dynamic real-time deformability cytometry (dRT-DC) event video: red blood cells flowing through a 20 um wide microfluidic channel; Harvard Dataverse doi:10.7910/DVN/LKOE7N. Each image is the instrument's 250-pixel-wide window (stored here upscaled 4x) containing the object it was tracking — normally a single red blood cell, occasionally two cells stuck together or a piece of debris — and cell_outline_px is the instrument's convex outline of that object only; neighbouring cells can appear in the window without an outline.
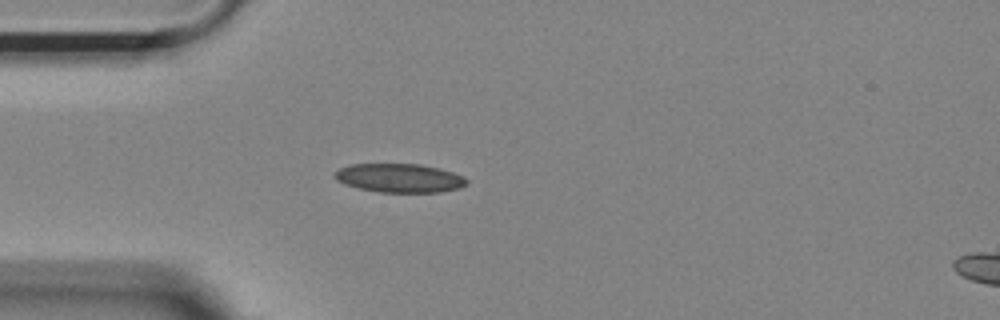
{"species": "Egyptian fruit bat (a non-hibernating species)", "species_latin": "Rousettus aegyptiacus", "temperature_condition": "room temperature", "stored_images_in_passage": 40, "camera_frame_rate_fps": 3000, "um_per_image_px": 0.085, "animal": {"sex": "female"}, "frame": {"image": 1, "passage_image": 1, "time_ms": 0.0, "image_size_px": [1000, 320], "cell_outline_px": [[468, 184], [460, 188], [440, 192], [380, 192], [360, 188], [336, 180], [332, 176], [340, 168], [352, 164], [420, 164], [440, 168], [464, 176], [468, 180]], "centroid_in_image_um": [34.01, 15.13], "position_along_channel_um": 51.0, "area_um2": 22.08}}
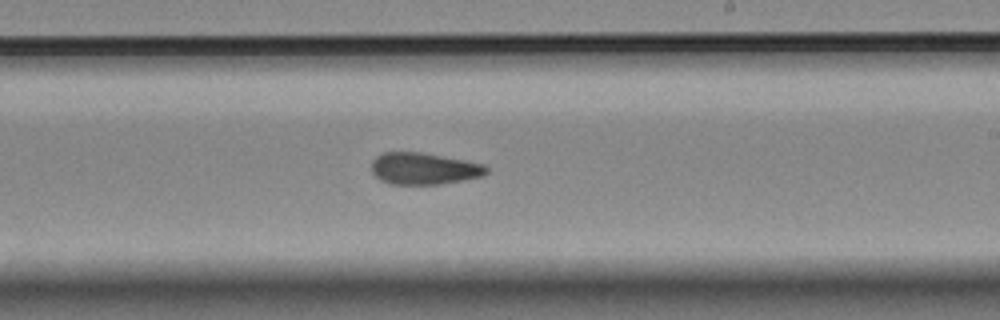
{"frame": {"image": 2, "passage_image": 18, "time_ms": 5.667, "image_size_px": [1000, 320], "cell_outline_px": [[488, 172], [484, 176], [464, 180], [440, 184], [388, 184], [380, 180], [372, 172], [372, 160], [376, 156], [384, 152], [420, 152], [464, 160], [484, 164], [488, 168]], "centroid_in_image_um": [36.03, 14.33], "position_along_channel_um": 253.0, "area_um2": 21.33}}
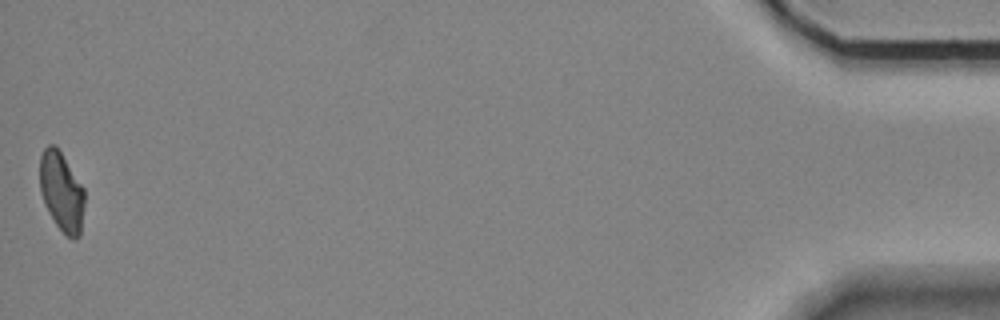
{"frame": {"image": 3, "passage_image": 40, "time_ms": 13.0, "image_size_px": [1000, 320], "cell_outline_px": [[84, 204], [80, 236], [76, 240], [72, 240], [56, 224], [48, 212], [40, 188], [40, 156], [44, 148], [48, 144], [56, 144], [84, 188]], "centroid_in_image_um": [5.24, 16.27], "position_along_channel_um": 430.0, "area_um2": 20.63}, "authors_computed_cell_mechanics": {"area_um2": 21.5016, "velocity_mm_per_s": 3.7007, "shape_relaxation_time_tau1_ms": null, "shape_relaxation_time_tau2_ms": 3.8903, "deformation_change_tau1": null, "deformation_change_tau2": 0.0957}}